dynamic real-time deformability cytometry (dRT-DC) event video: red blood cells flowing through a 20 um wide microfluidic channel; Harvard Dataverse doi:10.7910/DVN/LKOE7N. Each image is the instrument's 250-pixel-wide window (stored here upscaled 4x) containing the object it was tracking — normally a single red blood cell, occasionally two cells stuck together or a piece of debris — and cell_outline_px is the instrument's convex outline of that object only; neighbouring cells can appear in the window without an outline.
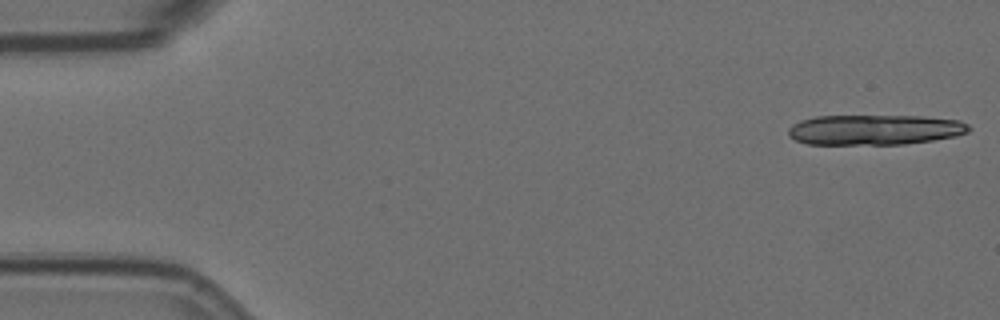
{"species": "Egyptian fruit bat (a non-hibernating species)", "species_latin": "Rousettus aegyptiacus", "temperature_condition": "room temperature", "stored_images_in_passage": 11, "camera_frame_rate_fps": 3000, "um_per_image_px": 0.085, "animal": {"sex": "female"}, "frame": {"image": 1, "passage_image": 1, "time_ms": 0.0, "image_size_px": [1000, 320], "cell_outline_px": [[972, 128], [968, 132], [956, 136], [932, 140], [904, 144], [808, 144], [796, 140], [788, 136], [788, 128], [792, 124], [800, 120], [816, 116], [924, 116], [960, 120], [968, 124]], "centroid_in_image_um": [74.36, 11.02], "position_along_channel_um": 10.6, "area_um2": 31.96}}